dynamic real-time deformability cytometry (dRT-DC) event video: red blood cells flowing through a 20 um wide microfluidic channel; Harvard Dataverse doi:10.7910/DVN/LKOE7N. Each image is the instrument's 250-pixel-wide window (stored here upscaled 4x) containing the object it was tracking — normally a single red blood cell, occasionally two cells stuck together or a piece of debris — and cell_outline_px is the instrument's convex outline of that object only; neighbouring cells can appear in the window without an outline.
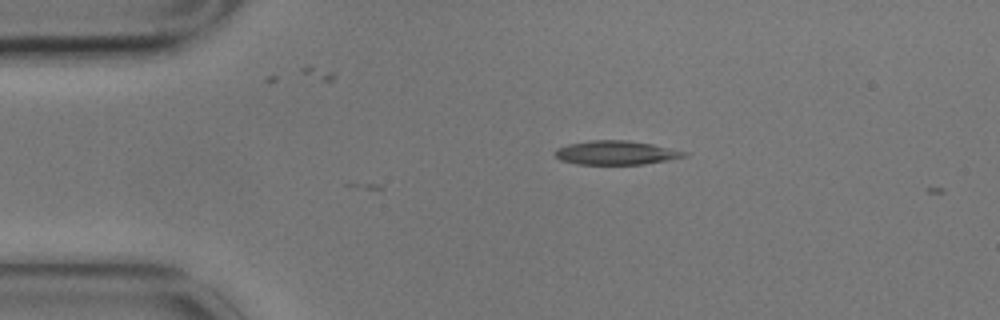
{"species": "common noctule bat (a hibernating species)", "species_latin": "Nyctalus noctula", "temperature_condition": "cold", "stored_images_in_passage": 2, "camera_frame_rate_fps": 3000, "um_per_image_px": 0.085, "animal": {"sex": "male", "body_mass_g": 17.9}, "frame": {"image": 1, "passage_image": 1, "time_ms": 0.0, "image_size_px": [1000, 320], "cell_outline_px": [[688, 156], [668, 160], [644, 164], [576, 164], [560, 160], [552, 152], [556, 148], [568, 144], [588, 140], [628, 140], [652, 144], [688, 152]], "centroid_in_image_um": [52.33, 12.98], "position_along_channel_um": 32.7, "area_um2": 18.15}}